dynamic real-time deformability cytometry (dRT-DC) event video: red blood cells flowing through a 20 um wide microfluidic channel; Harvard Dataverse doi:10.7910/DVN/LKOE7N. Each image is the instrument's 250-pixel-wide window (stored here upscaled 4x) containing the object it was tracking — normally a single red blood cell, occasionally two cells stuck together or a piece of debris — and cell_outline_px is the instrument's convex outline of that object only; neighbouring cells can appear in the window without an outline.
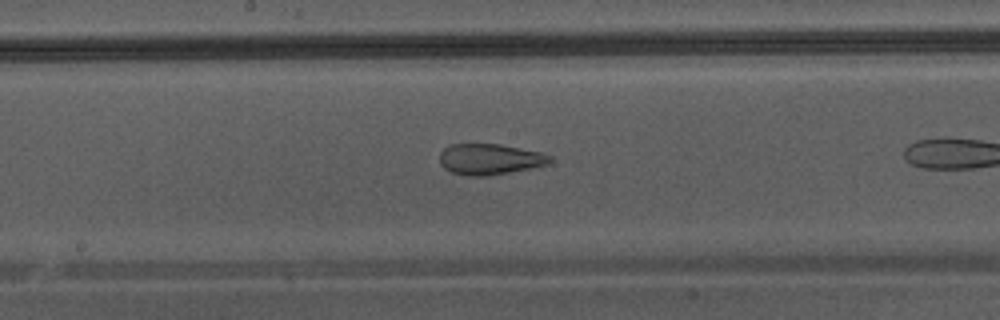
{"species": "Egyptian fruit bat (a non-hibernating species)", "species_latin": "Rousettus aegyptiacus", "temperature_condition": "warm", "stored_images_in_passage": 24, "camera_frame_rate_fps": 3000, "um_per_image_px": 0.085, "animal": {"sex": "male"}, "frame": {"image": 1, "passage_image": 21, "time_ms": 6.667, "image_size_px": [1000, 320], "cell_outline_px": [[552, 160], [548, 164], [508, 172], [484, 176], [464, 176], [452, 172], [444, 168], [440, 164], [440, 152], [448, 144], [500, 144], [544, 152], [552, 156]], "centroid_in_image_um": [41.62, 13.52], "position_along_channel_um": 206.6, "area_um2": 19.94}}